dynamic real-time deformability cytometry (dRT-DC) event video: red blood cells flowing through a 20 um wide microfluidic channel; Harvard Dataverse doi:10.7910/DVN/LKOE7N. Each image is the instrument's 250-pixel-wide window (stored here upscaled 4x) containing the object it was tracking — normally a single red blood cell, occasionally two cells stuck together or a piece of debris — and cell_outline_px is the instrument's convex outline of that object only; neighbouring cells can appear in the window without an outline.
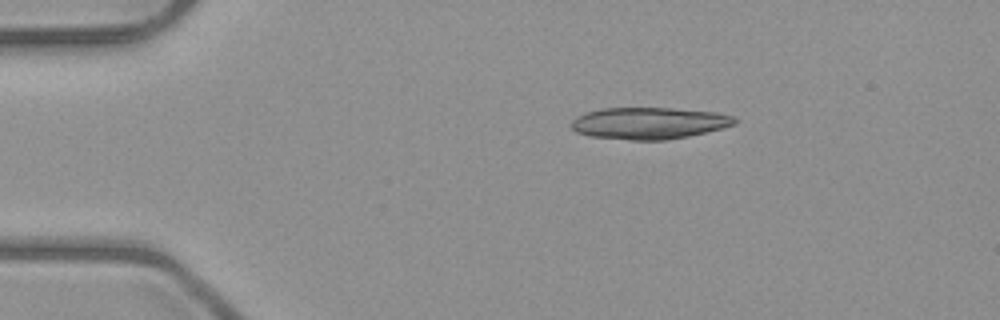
{"species": "common noctule bat (a hibernating species)", "species_latin": "Nyctalus noctula", "temperature_condition": "room temperature", "stored_images_in_passage": 2, "camera_frame_rate_fps": 3000, "um_per_image_px": 0.085, "animal": {"sex": "male", "body_mass_g": 23.1, "forearm_length_mm": 52.7}, "frame": {"image": 1, "passage_image": 1, "time_ms": 0.0, "image_size_px": [1000, 320], "cell_outline_px": [[736, 124], [688, 136], [664, 140], [632, 140], [588, 136], [576, 132], [568, 124], [576, 116], [584, 112], [600, 108], [672, 108], [716, 112], [736, 116]], "centroid_in_image_um": [55.11, 10.46], "position_along_channel_um": 29.9, "area_um2": 30.4}}